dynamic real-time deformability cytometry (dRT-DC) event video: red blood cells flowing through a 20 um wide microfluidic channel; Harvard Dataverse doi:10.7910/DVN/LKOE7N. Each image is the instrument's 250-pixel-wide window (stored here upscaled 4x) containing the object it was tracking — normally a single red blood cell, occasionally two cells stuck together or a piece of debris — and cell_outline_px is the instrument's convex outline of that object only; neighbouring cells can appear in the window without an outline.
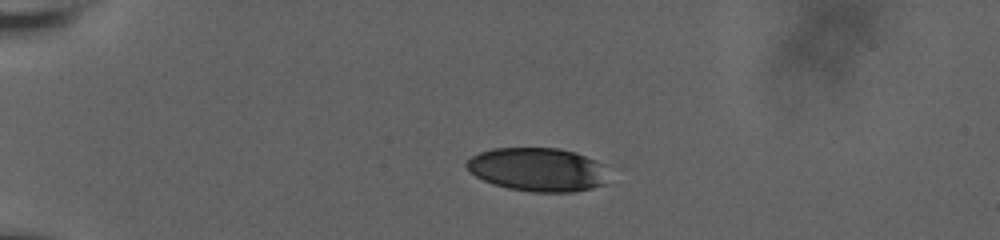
{"species": "human", "species_latin": "Homo sapiens", "temperature_condition": "room temperature", "stored_images_in_passage": 44, "camera_frame_rate_fps": 3000, "um_per_image_px": 0.085, "donor": {"sex": "male"}, "frame": {"image": 1, "passage_image": 1, "time_ms": 0.0, "image_size_px": [1000, 240], "cell_outline_px": [[608, 184], [592, 188], [572, 192], [532, 192], [508, 188], [492, 184], [468, 172], [464, 164], [472, 156], [480, 152], [492, 148], [560, 148], [576, 152], [596, 160], [604, 164]], "centroid_in_image_um": [45.72, 14.41], "position_along_channel_um": 39.3, "area_um2": 36.47}}
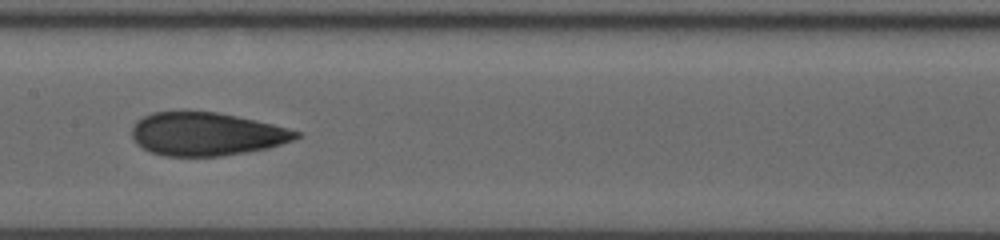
{"frame": {"image": 2, "passage_image": 18, "time_ms": 5.667, "image_size_px": [1000, 240], "cell_outline_px": [[300, 136], [292, 140], [268, 148], [220, 156], [164, 156], [148, 152], [136, 144], [132, 140], [132, 128], [136, 120], [152, 112], [216, 112], [236, 116], [272, 124], [300, 132]], "centroid_in_image_um": [17.48, 11.4], "position_along_channel_um": 189.9, "area_um2": 41.15}}
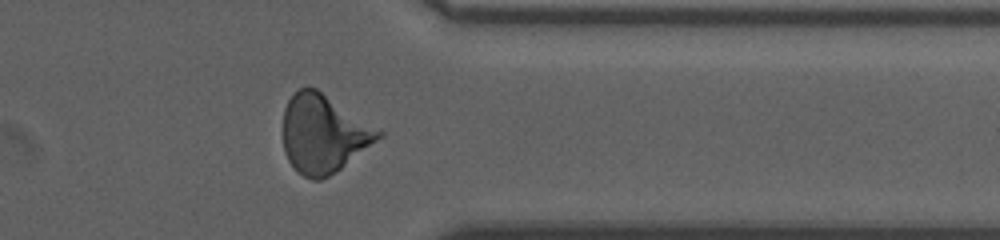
{"frame": {"image": 3, "passage_image": 34, "time_ms": 11.0, "image_size_px": [1000, 240], "cell_outline_px": [[384, 136], [340, 168], [328, 176], [320, 180], [312, 180], [296, 172], [288, 160], [284, 152], [284, 108], [288, 100], [300, 88], [316, 88], [384, 132]], "centroid_in_image_um": [27.49, 11.39], "position_along_channel_um": 383.9, "area_um2": 43.0}, "authors_computed_cell_mechanics": {"area_um2": 41.5293, "velocity_mm_per_s": 3.7212, "shape_relaxation_time_tau1_ms": 6.2063, "shape_relaxation_time_tau2_ms": 1.554, "deformation_change_tau1": 0.182, "deformation_change_tau2": 0.0854}}